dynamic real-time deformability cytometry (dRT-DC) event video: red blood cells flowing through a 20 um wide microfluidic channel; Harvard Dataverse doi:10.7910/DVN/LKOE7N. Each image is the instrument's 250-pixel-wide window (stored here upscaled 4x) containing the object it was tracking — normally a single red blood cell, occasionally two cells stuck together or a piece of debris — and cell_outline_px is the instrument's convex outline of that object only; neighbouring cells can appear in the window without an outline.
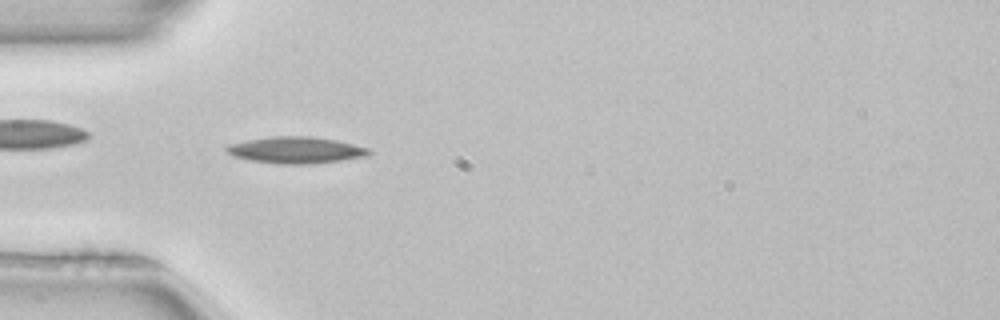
{"species": "common noctule bat (a hibernating species)", "species_latin": "Nyctalus noctula", "temperature_condition": "room temperature", "stored_images_in_passage": 51, "camera_frame_rate_fps": 3000, "um_per_image_px": 0.085, "animal": {"sex": "female", "body_mass_g": 22.7, "forearm_length_mm": 54.2}, "frame": {"image": 1, "passage_image": 15, "time_ms": 4.667, "image_size_px": [1000, 320], "cell_outline_px": [[372, 152], [368, 156], [312, 164], [280, 164], [252, 160], [232, 156], [224, 148], [228, 144], [248, 140], [272, 136], [312, 136], [336, 140], [368, 148]], "centroid_in_image_um": [25.15, 12.75], "position_along_channel_um": 59.9, "area_um2": 21.96}, "authors_computed_cell_mechanics": {"area_um2": 19.2474, "velocity_mm_per_s": 4.0041, "shape_relaxation_time_tau1_ms": 4.6842, "shape_relaxation_time_tau2_ms": null, "deformation_change_tau1": 0.1312, "deformation_change_tau2": null}}